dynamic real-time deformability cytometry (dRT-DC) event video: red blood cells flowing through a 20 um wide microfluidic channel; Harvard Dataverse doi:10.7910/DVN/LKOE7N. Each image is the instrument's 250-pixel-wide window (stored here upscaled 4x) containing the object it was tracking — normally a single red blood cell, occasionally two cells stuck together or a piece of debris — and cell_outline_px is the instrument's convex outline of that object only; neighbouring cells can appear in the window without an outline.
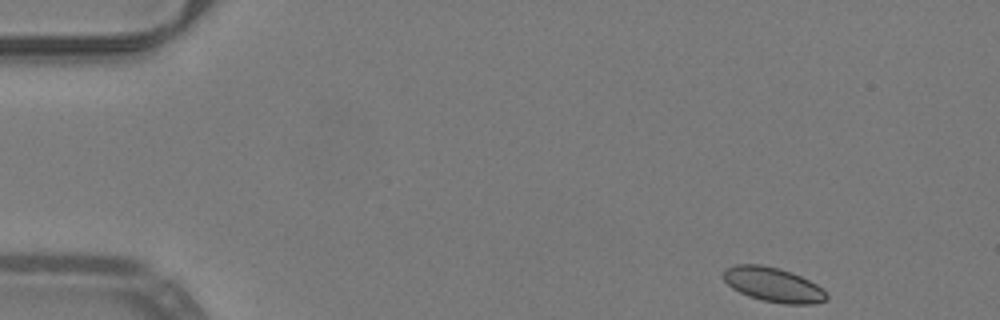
{"species": "common noctule bat (a hibernating species)", "species_latin": "Nyctalus noctula", "temperature_condition": "warm", "stored_images_in_passage": 47, "camera_frame_rate_fps": 3000, "um_per_image_px": 0.085, "animal": {"sex": "male", "body_mass_g": 19.2, "forearm_length_mm": 51.8}, "frame": {"image": 1, "passage_image": 1, "time_ms": 0.0, "image_size_px": [1000, 320], "cell_outline_px": [[828, 300], [816, 304], [784, 304], [764, 300], [748, 296], [732, 288], [724, 280], [724, 268], [736, 264], [760, 264], [780, 268], [792, 272], [816, 284], [828, 296]], "centroid_in_image_um": [65.72, 24.19], "position_along_channel_um": 19.3, "area_um2": 20.69}}
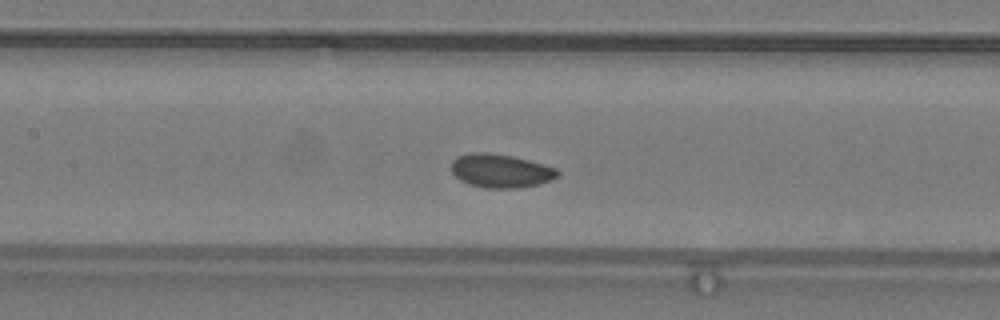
{"frame": {"image": 2, "passage_image": 20, "time_ms": 6.333, "image_size_px": [1000, 320], "cell_outline_px": [[560, 172], [552, 180], [540, 184], [520, 188], [488, 188], [468, 184], [460, 180], [452, 172], [452, 160], [456, 156], [472, 152], [484, 152], [512, 156], [528, 160], [556, 168]], "centroid_in_image_um": [42.55, 14.52], "position_along_channel_um": 164.9, "area_um2": 20.81}}
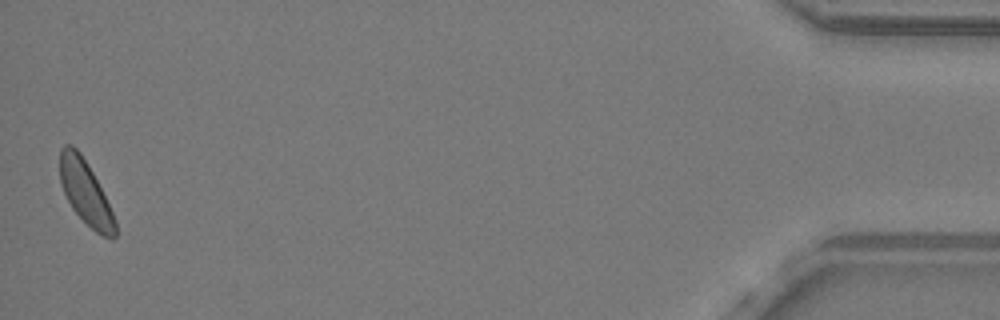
{"frame": {"image": 3, "passage_image": 47, "time_ms": 15.333, "image_size_px": [1000, 320], "cell_outline_px": [[116, 236], [112, 240], [96, 232], [72, 208], [60, 184], [60, 148], [64, 144], [72, 144], [80, 152], [92, 172], [116, 220]], "centroid_in_image_um": [7.25, 16.35], "position_along_channel_um": 428.0, "area_um2": 20.17}}